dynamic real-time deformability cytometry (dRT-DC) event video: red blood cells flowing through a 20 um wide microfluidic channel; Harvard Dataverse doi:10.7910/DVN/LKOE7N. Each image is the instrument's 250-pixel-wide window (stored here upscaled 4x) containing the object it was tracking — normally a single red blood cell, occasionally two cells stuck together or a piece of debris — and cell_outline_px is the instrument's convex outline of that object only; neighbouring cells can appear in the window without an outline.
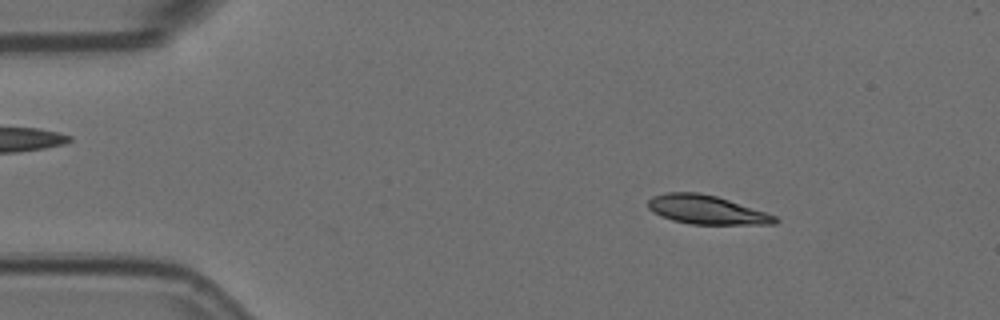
{"species": "Egyptian fruit bat (a non-hibernating species)", "species_latin": "Rousettus aegyptiacus", "temperature_condition": "room temperature", "stored_images_in_passage": 51, "camera_frame_rate_fps": 3000, "um_per_image_px": 0.085, "animal": {"sex": "female"}, "frame": {"image": 1, "passage_image": 8, "time_ms": 2.333, "image_size_px": [1000, 320], "cell_outline_px": [[780, 220], [776, 224], [688, 224], [672, 220], [660, 216], [652, 212], [648, 208], [648, 200], [652, 196], [668, 192], [700, 192], [716, 196], [776, 216]], "centroid_in_image_um": [60.01, 17.83], "position_along_channel_um": 25.0, "area_um2": 21.27}}
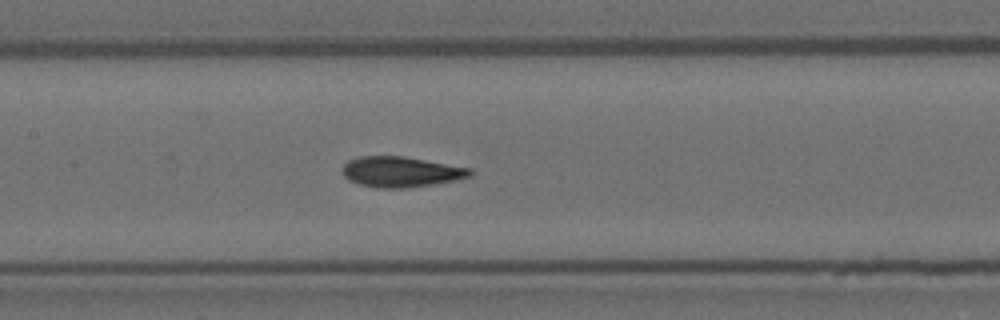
{"frame": {"image": 2, "passage_image": 26, "time_ms": 8.333, "image_size_px": [1000, 320], "cell_outline_px": [[472, 176], [456, 180], [408, 188], [380, 188], [360, 184], [348, 180], [344, 176], [344, 164], [348, 160], [360, 156], [404, 156], [472, 168]], "centroid_in_image_um": [34.11, 14.6], "position_along_channel_um": 173.3, "area_um2": 22.66}}
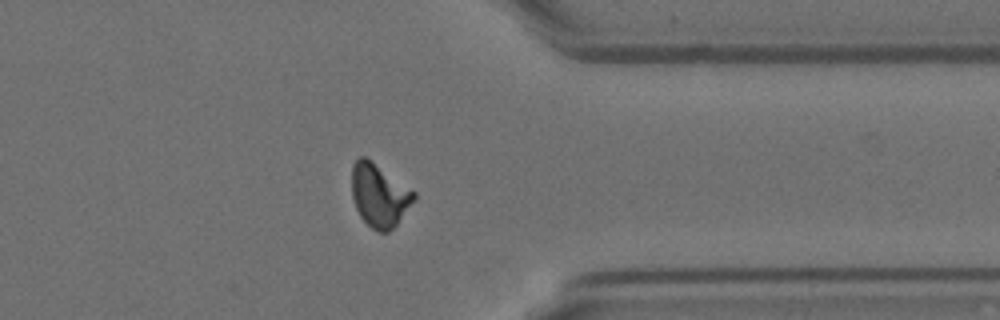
{"frame": {"image": 3, "passage_image": 44, "time_ms": 14.333, "image_size_px": [1000, 320], "cell_outline_px": [[416, 200], [396, 224], [388, 232], [376, 232], [360, 216], [356, 208], [352, 196], [352, 164], [360, 156], [364, 156], [416, 192]], "centroid_in_image_um": [32.24, 16.61], "position_along_channel_um": 379.2, "area_um2": 22.66}, "authors_computed_cell_mechanics": {"area_um2": 22.1952, "velocity_mm_per_s": 3.5804, "shape_relaxation_time_tau1_ms": 3.7605, "shape_relaxation_time_tau2_ms": 1.6394, "deformation_change_tau1": 0.1753, "deformation_change_tau2": 0.0887}}